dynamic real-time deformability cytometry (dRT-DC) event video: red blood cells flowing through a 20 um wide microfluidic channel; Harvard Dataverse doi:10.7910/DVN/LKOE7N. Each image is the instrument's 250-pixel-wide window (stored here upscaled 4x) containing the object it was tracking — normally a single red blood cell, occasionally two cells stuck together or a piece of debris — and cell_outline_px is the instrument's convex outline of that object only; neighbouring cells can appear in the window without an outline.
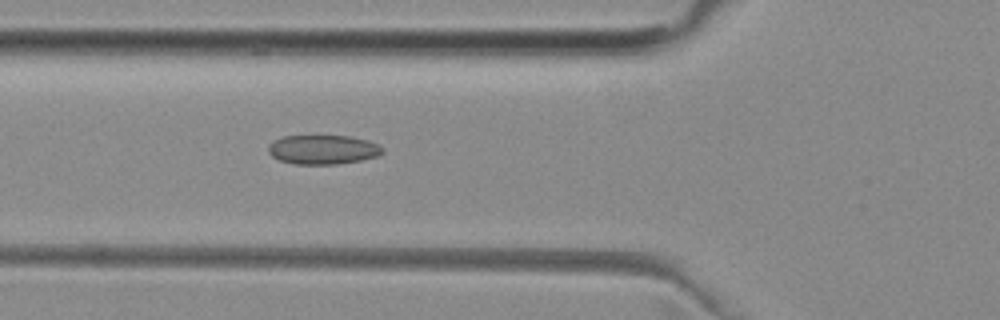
{"species": "common noctule bat (a hibernating species)", "species_latin": "Nyctalus noctula", "temperature_condition": "room temperature", "stored_images_in_passage": 41, "camera_frame_rate_fps": 3000, "um_per_image_px": 0.085, "animal": {"sex": "female", "body_mass_g": 29.2, "forearm_length_mm": 56.3}, "frame": {"image": 1, "passage_image": 8, "time_ms": 2.333, "image_size_px": [1000, 320], "cell_outline_px": [[384, 152], [376, 156], [360, 160], [336, 164], [296, 164], [280, 160], [272, 156], [268, 152], [268, 144], [284, 136], [352, 136], [368, 140], [384, 148]], "centroid_in_image_um": [27.45, 12.71], "position_along_channel_um": 98.3, "area_um2": 19.36}}
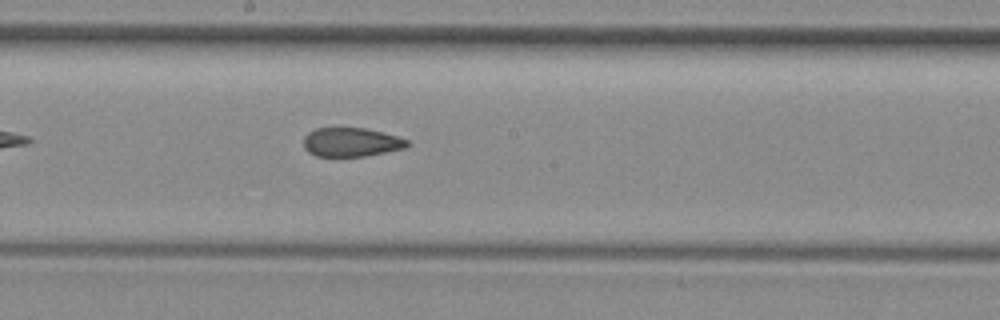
{"frame": {"image": 2, "passage_image": 17, "time_ms": 5.333, "image_size_px": [1000, 320], "cell_outline_px": [[412, 144], [404, 148], [364, 156], [316, 156], [308, 152], [304, 148], [304, 136], [308, 132], [316, 128], [364, 128], [396, 136], [408, 140]], "centroid_in_image_um": [29.83, 12.08], "position_along_channel_um": 218.4, "area_um2": 17.34}}
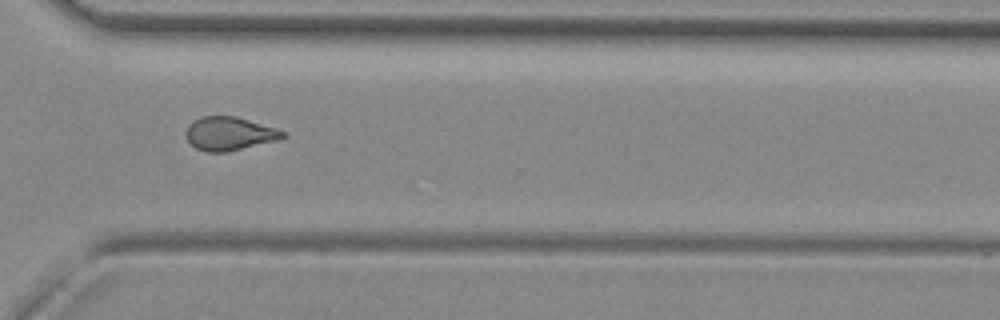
{"frame": {"image": 3, "passage_image": 27, "time_ms": 8.667, "image_size_px": [1000, 320], "cell_outline_px": [[284, 136], [280, 140], [224, 152], [208, 152], [196, 148], [188, 140], [184, 132], [188, 124], [192, 120], [200, 116], [236, 116], [284, 132]], "centroid_in_image_um": [19.42, 11.35], "position_along_channel_um": 351.2, "area_um2": 18.67}, "authors_computed_cell_mechanics": {"area_um2": 18.9006, "velocity_mm_per_s": 3.9971, "shape_relaxation_time_tau1_ms": null, "shape_relaxation_time_tau2_ms": 1.8364, "deformation_change_tau1": null, "deformation_change_tau2": 0.0921}}